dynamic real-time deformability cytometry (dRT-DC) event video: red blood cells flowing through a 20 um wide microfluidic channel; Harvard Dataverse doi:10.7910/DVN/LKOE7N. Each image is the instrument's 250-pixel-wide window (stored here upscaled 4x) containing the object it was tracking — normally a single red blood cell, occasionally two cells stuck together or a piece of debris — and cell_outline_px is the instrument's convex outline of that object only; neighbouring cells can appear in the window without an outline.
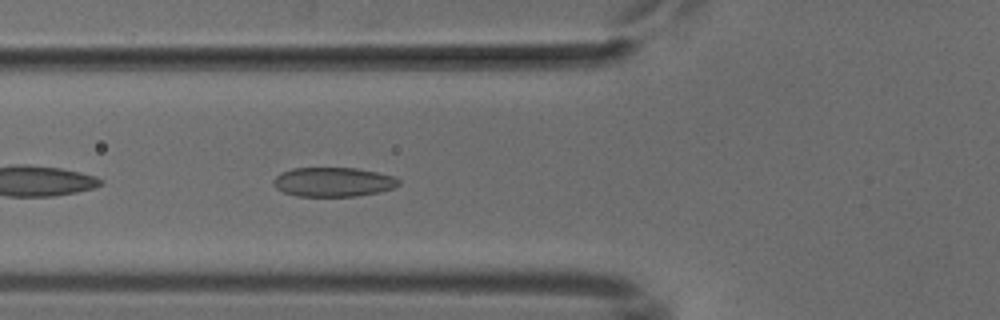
{"species": "common noctule bat (a hibernating species)", "species_latin": "Nyctalus noctula", "temperature_condition": "cold", "stored_images_in_passage": 53, "camera_frame_rate_fps": 3000, "um_per_image_px": 0.085, "animal": {"sex": "male", "body_mass_g": 18.8}, "frame": {"image": 1, "passage_image": 19, "time_ms": 6.0, "image_size_px": [1000, 320], "cell_outline_px": [[400, 184], [392, 188], [380, 192], [356, 196], [296, 196], [284, 192], [276, 188], [272, 184], [272, 180], [280, 172], [292, 168], [356, 168], [376, 172], [392, 176], [400, 180]], "centroid_in_image_um": [28.29, 15.47], "position_along_channel_um": 97.5, "area_um2": 21.44}}
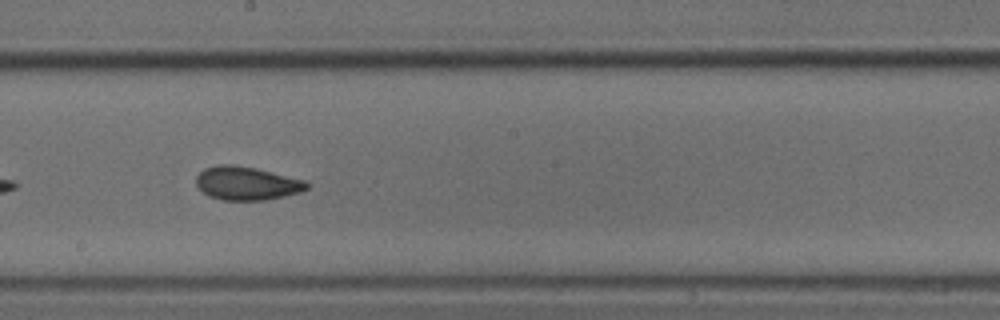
{"frame": {"image": 2, "passage_image": 29, "time_ms": 9.333, "image_size_px": [1000, 320], "cell_outline_px": [[308, 188], [300, 192], [284, 196], [264, 200], [220, 200], [208, 196], [200, 192], [196, 184], [196, 176], [204, 168], [216, 164], [232, 164], [256, 168], [304, 180], [308, 184]], "centroid_in_image_um": [20.9, 15.58], "position_along_channel_um": 227.3, "area_um2": 21.73}}
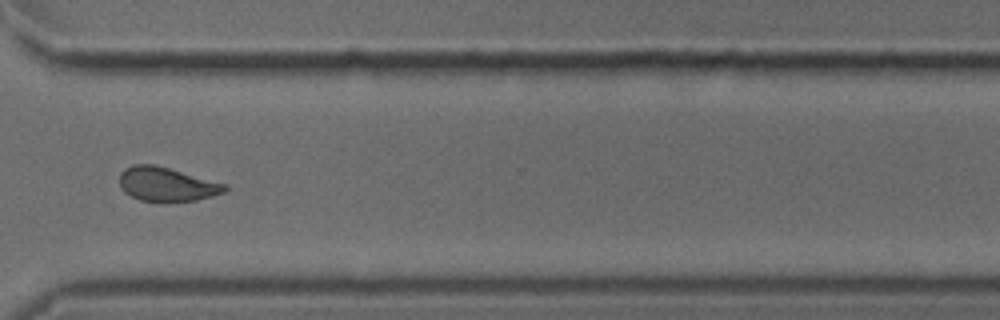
{"frame": {"image": 3, "passage_image": 39, "time_ms": 12.667, "image_size_px": [1000, 320], "cell_outline_px": [[228, 188], [224, 192], [212, 196], [196, 200], [168, 204], [140, 200], [124, 192], [120, 188], [120, 172], [124, 168], [132, 164], [156, 164], [228, 184]], "centroid_in_image_um": [14.17, 15.68], "position_along_channel_um": 356.4, "area_um2": 21.62}}